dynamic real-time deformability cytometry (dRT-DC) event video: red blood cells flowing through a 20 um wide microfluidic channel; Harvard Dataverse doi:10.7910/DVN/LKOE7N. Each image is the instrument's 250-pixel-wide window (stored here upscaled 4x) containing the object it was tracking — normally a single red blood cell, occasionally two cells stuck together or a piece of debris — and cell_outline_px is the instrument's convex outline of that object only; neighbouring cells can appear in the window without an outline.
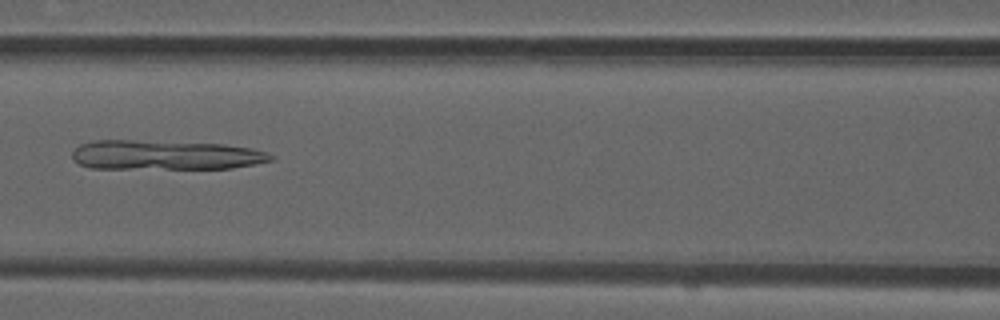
{"species": "common noctule bat (a hibernating species)", "species_latin": "Nyctalus noctula", "temperature_condition": "room temperature", "stored_images_in_passage": 52, "camera_frame_rate_fps": 3000, "um_per_image_px": 0.085, "animal": {"sex": "male", "forearm_length_mm": 52.5}, "frame": {"image": 1, "passage_image": 23, "time_ms": 7.333, "image_size_px": [1000, 320], "cell_outline_px": [[276, 156], [272, 160], [256, 164], [232, 168], [88, 168], [72, 160], [72, 152], [80, 144], [96, 140], [132, 140], [224, 144], [252, 148]], "centroid_in_image_um": [14.04, 13.17], "position_along_channel_um": 152.6, "area_um2": 34.16}}
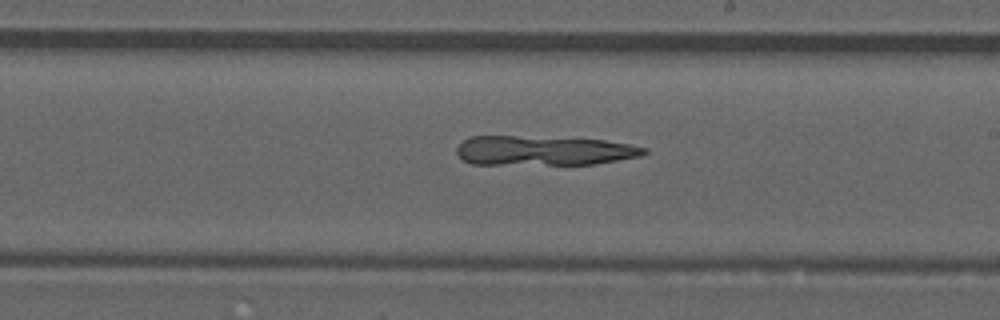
{"frame": {"image": 2, "passage_image": 30, "time_ms": 9.667, "image_size_px": [1000, 320], "cell_outline_px": [[648, 152], [644, 156], [596, 164], [472, 164], [464, 160], [456, 152], [456, 148], [464, 140], [472, 136], [516, 136], [604, 140], [628, 144], [648, 148]], "centroid_in_image_um": [46.26, 12.81], "position_along_channel_um": 242.7, "area_um2": 32.25}}
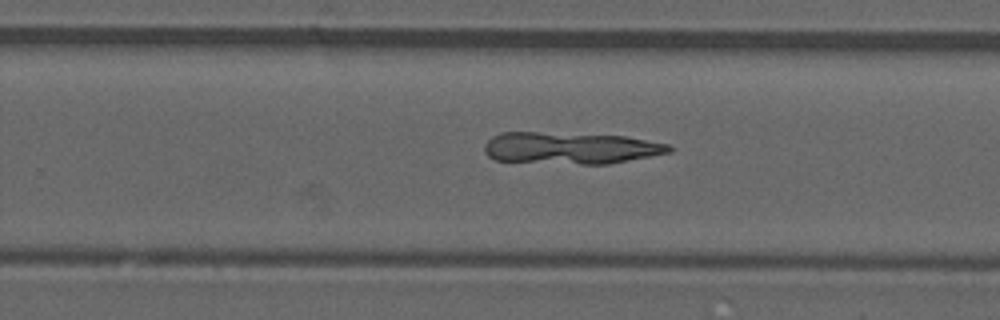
{"frame": {"image": 3, "passage_image": 33, "time_ms": 10.667, "image_size_px": [1000, 320], "cell_outline_px": [[676, 148], [672, 152], [608, 164], [580, 164], [496, 160], [488, 156], [484, 152], [484, 144], [492, 136], [500, 132], [536, 132], [624, 136], [668, 144]], "centroid_in_image_um": [48.49, 12.58], "position_along_channel_um": 281.3, "area_um2": 34.16}}